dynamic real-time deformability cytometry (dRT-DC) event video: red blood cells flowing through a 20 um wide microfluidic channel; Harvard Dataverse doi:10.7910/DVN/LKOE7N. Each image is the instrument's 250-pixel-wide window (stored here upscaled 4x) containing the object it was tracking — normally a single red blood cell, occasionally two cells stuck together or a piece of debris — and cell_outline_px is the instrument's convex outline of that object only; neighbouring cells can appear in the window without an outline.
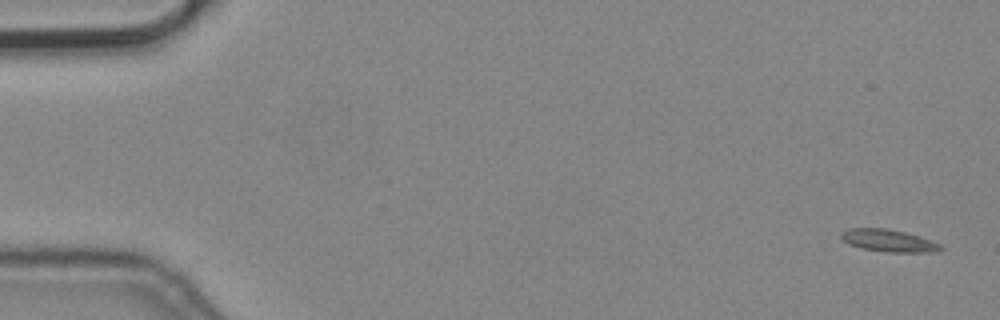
{"species": "common noctule bat (a hibernating species)", "species_latin": "Nyctalus noctula", "temperature_condition": "cold", "stored_images_in_passage": 6, "camera_frame_rate_fps": 3000, "um_per_image_px": 0.085, "animal": {"sex": "male", "body_mass_g": 19.2, "forearm_length_mm": 51.8}, "frame": {"image": 1, "passage_image": 1, "time_ms": 0.0, "image_size_px": [1000, 320], "cell_outline_px": [[944, 248], [936, 252], [888, 252], [860, 248], [848, 244], [840, 236], [840, 232], [848, 228], [884, 228], [904, 232], [920, 236], [940, 244]], "centroid_in_image_um": [75.51, 20.45], "position_along_channel_um": 9.5, "area_um2": 12.95}}
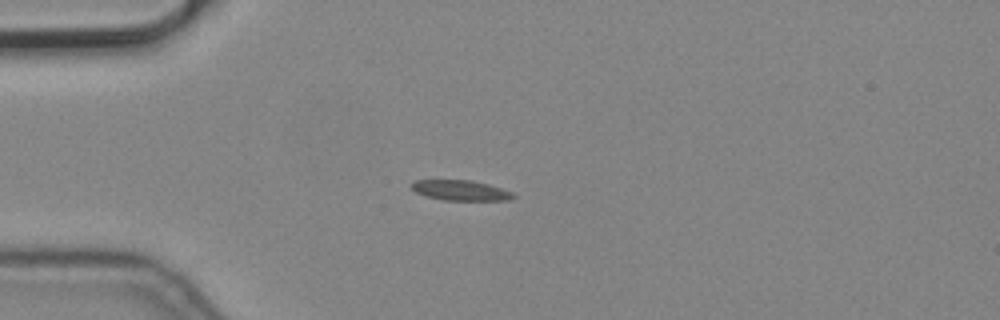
{"frame": {"image": 2, "passage_image": 5, "time_ms": 1.333, "image_size_px": [1000, 320], "cell_outline_px": [[516, 196], [508, 200], [444, 200], [428, 196], [416, 192], [408, 184], [416, 180], [472, 180], [488, 184], [512, 192]], "centroid_in_image_um": [39.14, 16.17], "position_along_channel_um": 45.9, "area_um2": 11.91}}